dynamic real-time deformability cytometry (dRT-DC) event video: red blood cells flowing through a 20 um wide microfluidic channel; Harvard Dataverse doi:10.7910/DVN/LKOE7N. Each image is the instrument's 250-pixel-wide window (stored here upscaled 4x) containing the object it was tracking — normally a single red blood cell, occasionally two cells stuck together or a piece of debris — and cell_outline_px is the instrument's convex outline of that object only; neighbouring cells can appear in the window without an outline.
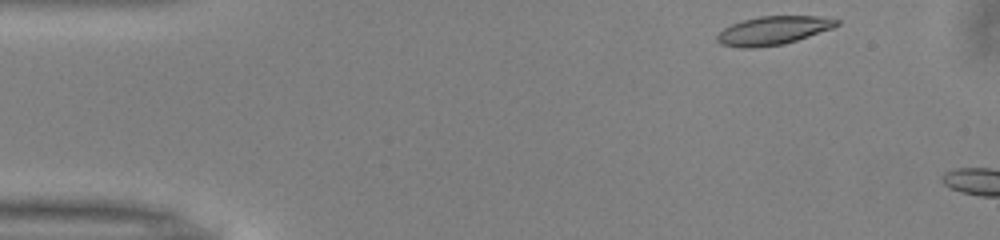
{"species": "common noctule bat (a hibernating species)", "species_latin": "Nyctalus noctula", "temperature_condition": "warm", "stored_images_in_passage": 4, "camera_frame_rate_fps": 3000, "um_per_image_px": 0.085, "animal": {"sex": "male", "body_mass_g": 13.0, "forearm_length_mm": 53.1}, "frame": {"image": 1, "passage_image": 1, "time_ms": 0.0, "image_size_px": [1000, 240], "cell_outline_px": [[840, 24], [832, 28], [784, 44], [756, 48], [744, 48], [720, 44], [716, 40], [716, 36], [724, 28], [732, 24], [744, 20], [760, 16], [816, 16], [840, 20]], "centroid_in_image_um": [65.7, 2.6], "position_along_channel_um": 19.3, "area_um2": 19.71}}